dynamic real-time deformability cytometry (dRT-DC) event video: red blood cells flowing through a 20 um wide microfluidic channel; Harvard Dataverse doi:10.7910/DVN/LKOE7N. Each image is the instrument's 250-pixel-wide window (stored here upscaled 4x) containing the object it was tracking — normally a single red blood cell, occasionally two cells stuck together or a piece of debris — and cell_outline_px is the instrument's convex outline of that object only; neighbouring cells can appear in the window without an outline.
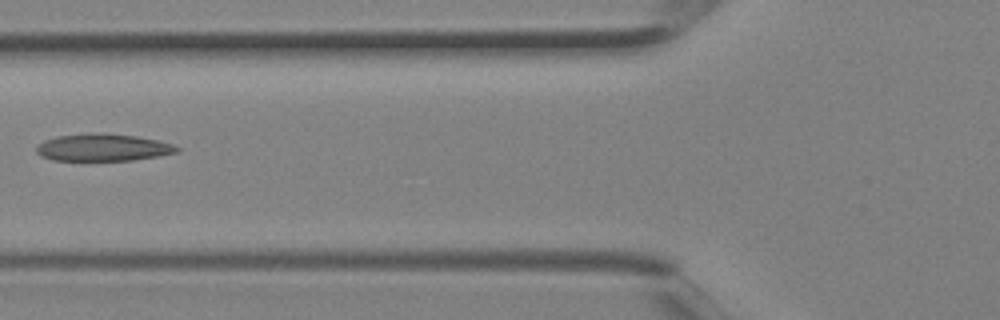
{"species": "Egyptian fruit bat (a non-hibernating species)", "species_latin": "Rousettus aegyptiacus", "temperature_condition": "room temperature", "stored_images_in_passage": 2, "camera_frame_rate_fps": 3000, "um_per_image_px": 0.085, "animal": {"sex": "female"}, "frame": {"image": 1, "passage_image": 2, "time_ms": 0.333, "image_size_px": [1000, 320], "cell_outline_px": [[180, 148], [176, 152], [156, 156], [132, 160], [52, 160], [40, 156], [36, 152], [36, 148], [44, 140], [56, 136], [136, 136], [160, 140], [172, 144]], "centroid_in_image_um": [8.76, 12.58], "position_along_channel_um": 117.0, "area_um2": 21.04}}